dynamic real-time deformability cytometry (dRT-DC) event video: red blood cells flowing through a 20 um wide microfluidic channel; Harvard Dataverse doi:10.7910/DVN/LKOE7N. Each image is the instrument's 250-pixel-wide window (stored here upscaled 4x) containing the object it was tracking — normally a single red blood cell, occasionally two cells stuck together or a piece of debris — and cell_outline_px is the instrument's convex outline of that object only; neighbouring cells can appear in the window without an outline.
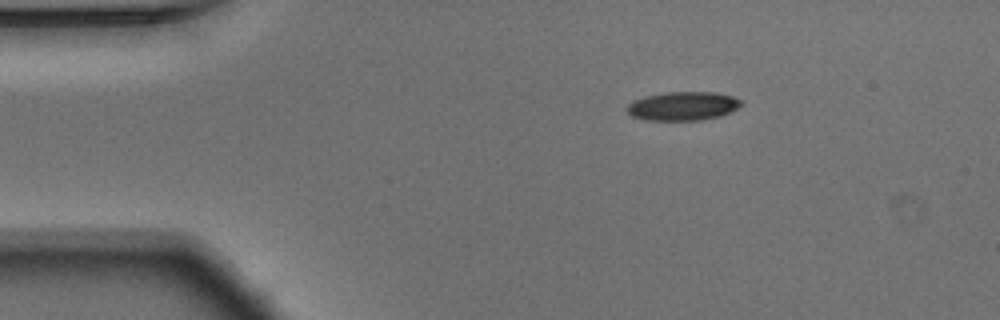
{"species": "Egyptian fruit bat (a non-hibernating species)", "species_latin": "Rousettus aegyptiacus", "temperature_condition": "warm", "stored_images_in_passage": 46, "camera_frame_rate_fps": 3000, "um_per_image_px": 0.085, "animal": {"sex": "male"}, "frame": {"image": 1, "passage_image": 1, "time_ms": 0.0, "image_size_px": [1000, 320], "cell_outline_px": [[744, 104], [720, 116], [700, 120], [644, 120], [632, 116], [624, 108], [632, 100], [644, 96], [664, 92], [712, 92], [732, 96], [744, 100]], "centroid_in_image_um": [58.01, 9.01], "position_along_channel_um": 27.0, "area_um2": 19.31}}
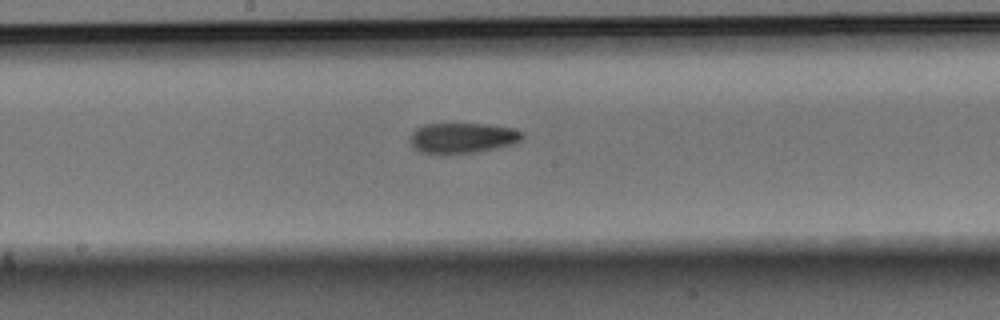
{"frame": {"image": 2, "passage_image": 20, "time_ms": 6.333, "image_size_px": [1000, 320], "cell_outline_px": [[524, 136], [516, 144], [476, 152], [448, 156], [420, 152], [408, 140], [412, 132], [416, 128], [424, 124], [484, 124], [512, 128], [524, 132]], "centroid_in_image_um": [39.3, 11.75], "position_along_channel_um": 208.9, "area_um2": 20.35}}
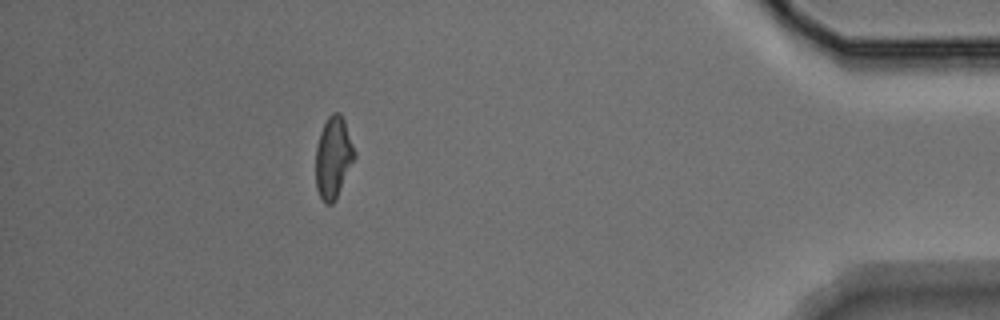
{"frame": {"image": 3, "passage_image": 40, "time_ms": 13.0, "image_size_px": [1000, 320], "cell_outline_px": [[356, 156], [336, 200], [332, 204], [324, 204], [316, 188], [316, 148], [320, 132], [328, 116], [332, 112], [340, 112], [344, 120], [356, 152]], "centroid_in_image_um": [28.34, 13.4], "position_along_channel_um": 406.9, "area_um2": 18.55}, "authors_computed_cell_mechanics": {"area_um2": 19.3919, "velocity_mm_per_s": 3.7564, "shape_relaxation_time_tau1_ms": 4.4449, "shape_relaxation_time_tau2_ms": 6.6333, "deformation_change_tau1": 0.1487, "deformation_change_tau2": 0.1593}}